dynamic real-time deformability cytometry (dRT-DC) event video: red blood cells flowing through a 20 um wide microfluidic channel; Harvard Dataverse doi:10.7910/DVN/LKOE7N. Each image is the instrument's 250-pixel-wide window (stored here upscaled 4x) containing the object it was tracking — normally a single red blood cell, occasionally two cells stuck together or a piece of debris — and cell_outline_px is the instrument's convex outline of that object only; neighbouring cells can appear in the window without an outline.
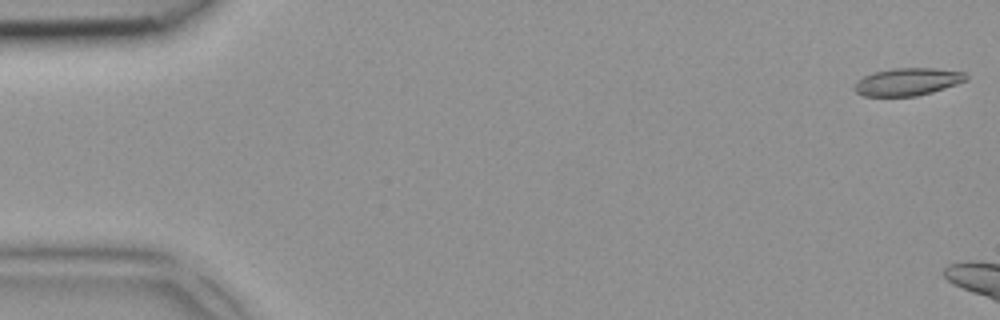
{"species": "common noctule bat (a hibernating species)", "species_latin": "Nyctalus noctula", "temperature_condition": "room temperature", "stored_images_in_passage": 3, "camera_frame_rate_fps": 3000, "um_per_image_px": 0.085, "animal": {"sex": "female", "body_mass_g": 18.4}, "frame": {"image": 1, "passage_image": 1, "time_ms": 0.0, "image_size_px": [1000, 320], "cell_outline_px": [[968, 80], [932, 92], [916, 96], [864, 96], [856, 92], [852, 88], [856, 80], [864, 76], [876, 72], [892, 68], [932, 68], [964, 72], [968, 76]], "centroid_in_image_um": [77.12, 6.95], "position_along_channel_um": 7.9, "area_um2": 17.92}}